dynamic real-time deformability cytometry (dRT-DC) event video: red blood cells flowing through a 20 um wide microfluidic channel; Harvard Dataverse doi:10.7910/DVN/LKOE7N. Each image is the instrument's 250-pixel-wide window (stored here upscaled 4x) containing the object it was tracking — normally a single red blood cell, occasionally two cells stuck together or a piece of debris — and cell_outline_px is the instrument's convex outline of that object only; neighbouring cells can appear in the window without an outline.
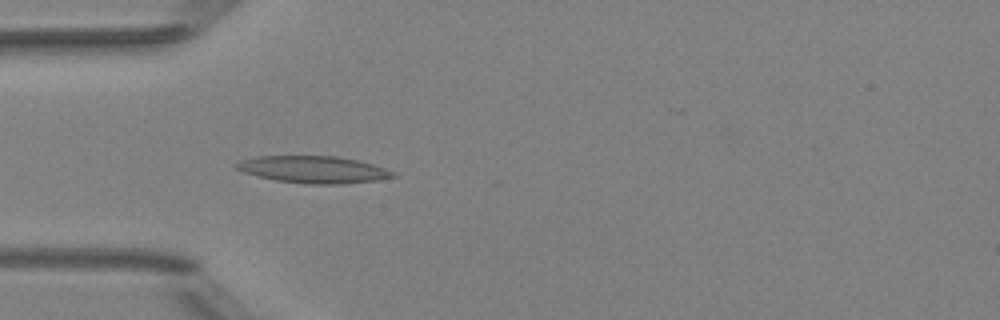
{"species": "Egyptian fruit bat (a non-hibernating species)", "species_latin": "Rousettus aegyptiacus", "temperature_condition": "room temperature", "stored_images_in_passage": 5, "camera_frame_rate_fps": 3000, "um_per_image_px": 0.085, "animal": {"sex": "female"}, "frame": {"image": 1, "passage_image": 5, "time_ms": 4.667, "image_size_px": [1000, 320], "cell_outline_px": [[400, 176], [376, 180], [340, 184], [308, 184], [276, 180], [256, 176], [244, 172], [236, 168], [232, 164], [240, 160], [256, 156], [336, 156], [356, 160], [372, 164], [396, 172]], "centroid_in_image_um": [26.63, 14.41], "position_along_channel_um": 58.4, "area_um2": 24.74}}